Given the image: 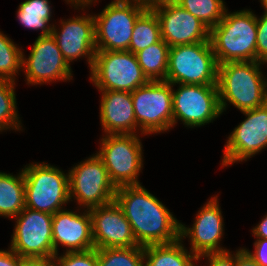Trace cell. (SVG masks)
<instances>
[{
	"instance_id": "1",
	"label": "cell",
	"mask_w": 267,
	"mask_h": 266,
	"mask_svg": "<svg viewBox=\"0 0 267 266\" xmlns=\"http://www.w3.org/2000/svg\"><path fill=\"white\" fill-rule=\"evenodd\" d=\"M115 201L129 221L138 245L170 244L180 239L181 222L141 184L117 188Z\"/></svg>"
},
{
	"instance_id": "2",
	"label": "cell",
	"mask_w": 267,
	"mask_h": 266,
	"mask_svg": "<svg viewBox=\"0 0 267 266\" xmlns=\"http://www.w3.org/2000/svg\"><path fill=\"white\" fill-rule=\"evenodd\" d=\"M259 61L226 62L218 66V93L222 113L234 105L240 112L267 103V79Z\"/></svg>"
},
{
	"instance_id": "3",
	"label": "cell",
	"mask_w": 267,
	"mask_h": 266,
	"mask_svg": "<svg viewBox=\"0 0 267 266\" xmlns=\"http://www.w3.org/2000/svg\"><path fill=\"white\" fill-rule=\"evenodd\" d=\"M218 64L256 61L257 16L249 9L228 13L210 30Z\"/></svg>"
},
{
	"instance_id": "4",
	"label": "cell",
	"mask_w": 267,
	"mask_h": 266,
	"mask_svg": "<svg viewBox=\"0 0 267 266\" xmlns=\"http://www.w3.org/2000/svg\"><path fill=\"white\" fill-rule=\"evenodd\" d=\"M218 66L210 41L172 46L165 81L174 86L217 85Z\"/></svg>"
},
{
	"instance_id": "5",
	"label": "cell",
	"mask_w": 267,
	"mask_h": 266,
	"mask_svg": "<svg viewBox=\"0 0 267 266\" xmlns=\"http://www.w3.org/2000/svg\"><path fill=\"white\" fill-rule=\"evenodd\" d=\"M25 207L55 214L70 202L69 176L46 162L31 163L23 169Z\"/></svg>"
},
{
	"instance_id": "6",
	"label": "cell",
	"mask_w": 267,
	"mask_h": 266,
	"mask_svg": "<svg viewBox=\"0 0 267 266\" xmlns=\"http://www.w3.org/2000/svg\"><path fill=\"white\" fill-rule=\"evenodd\" d=\"M148 7L136 0H113L94 14L96 51H129L137 18Z\"/></svg>"
},
{
	"instance_id": "7",
	"label": "cell",
	"mask_w": 267,
	"mask_h": 266,
	"mask_svg": "<svg viewBox=\"0 0 267 266\" xmlns=\"http://www.w3.org/2000/svg\"><path fill=\"white\" fill-rule=\"evenodd\" d=\"M96 155L103 161L116 188L140 185L143 167L142 142L137 134L104 135Z\"/></svg>"
},
{
	"instance_id": "8",
	"label": "cell",
	"mask_w": 267,
	"mask_h": 266,
	"mask_svg": "<svg viewBox=\"0 0 267 266\" xmlns=\"http://www.w3.org/2000/svg\"><path fill=\"white\" fill-rule=\"evenodd\" d=\"M90 75L99 91L132 92L150 81L131 51H96Z\"/></svg>"
},
{
	"instance_id": "9",
	"label": "cell",
	"mask_w": 267,
	"mask_h": 266,
	"mask_svg": "<svg viewBox=\"0 0 267 266\" xmlns=\"http://www.w3.org/2000/svg\"><path fill=\"white\" fill-rule=\"evenodd\" d=\"M136 124L143 135L169 131L173 127L172 84L149 81L131 92Z\"/></svg>"
},
{
	"instance_id": "10",
	"label": "cell",
	"mask_w": 267,
	"mask_h": 266,
	"mask_svg": "<svg viewBox=\"0 0 267 266\" xmlns=\"http://www.w3.org/2000/svg\"><path fill=\"white\" fill-rule=\"evenodd\" d=\"M70 200L87 210L115 200L117 188L110 180L103 161L95 154L68 172Z\"/></svg>"
},
{
	"instance_id": "11",
	"label": "cell",
	"mask_w": 267,
	"mask_h": 266,
	"mask_svg": "<svg viewBox=\"0 0 267 266\" xmlns=\"http://www.w3.org/2000/svg\"><path fill=\"white\" fill-rule=\"evenodd\" d=\"M10 248L22 258H53V215L24 208L15 218Z\"/></svg>"
},
{
	"instance_id": "12",
	"label": "cell",
	"mask_w": 267,
	"mask_h": 266,
	"mask_svg": "<svg viewBox=\"0 0 267 266\" xmlns=\"http://www.w3.org/2000/svg\"><path fill=\"white\" fill-rule=\"evenodd\" d=\"M173 126L178 120L194 128L213 122L222 113L217 85L179 84L173 89Z\"/></svg>"
},
{
	"instance_id": "13",
	"label": "cell",
	"mask_w": 267,
	"mask_h": 266,
	"mask_svg": "<svg viewBox=\"0 0 267 266\" xmlns=\"http://www.w3.org/2000/svg\"><path fill=\"white\" fill-rule=\"evenodd\" d=\"M242 113L246 119L233 129L225 143L223 167L247 161L267 147V103Z\"/></svg>"
},
{
	"instance_id": "14",
	"label": "cell",
	"mask_w": 267,
	"mask_h": 266,
	"mask_svg": "<svg viewBox=\"0 0 267 266\" xmlns=\"http://www.w3.org/2000/svg\"><path fill=\"white\" fill-rule=\"evenodd\" d=\"M162 39L169 47L210 41V29L174 0L153 3Z\"/></svg>"
},
{
	"instance_id": "15",
	"label": "cell",
	"mask_w": 267,
	"mask_h": 266,
	"mask_svg": "<svg viewBox=\"0 0 267 266\" xmlns=\"http://www.w3.org/2000/svg\"><path fill=\"white\" fill-rule=\"evenodd\" d=\"M22 70H25L28 85L69 81L73 78L71 66L64 59L52 35H39L36 38L28 58L22 55Z\"/></svg>"
},
{
	"instance_id": "16",
	"label": "cell",
	"mask_w": 267,
	"mask_h": 266,
	"mask_svg": "<svg viewBox=\"0 0 267 266\" xmlns=\"http://www.w3.org/2000/svg\"><path fill=\"white\" fill-rule=\"evenodd\" d=\"M219 207L218 196L210 198L198 211L192 228L180 223V239L188 237L191 250L198 258L210 254L229 251L221 247L220 241L224 234V221Z\"/></svg>"
},
{
	"instance_id": "17",
	"label": "cell",
	"mask_w": 267,
	"mask_h": 266,
	"mask_svg": "<svg viewBox=\"0 0 267 266\" xmlns=\"http://www.w3.org/2000/svg\"><path fill=\"white\" fill-rule=\"evenodd\" d=\"M52 25V36L69 66L73 60L85 57L91 70L96 53L94 16L87 14L62 19L61 31L55 24Z\"/></svg>"
},
{
	"instance_id": "18",
	"label": "cell",
	"mask_w": 267,
	"mask_h": 266,
	"mask_svg": "<svg viewBox=\"0 0 267 266\" xmlns=\"http://www.w3.org/2000/svg\"><path fill=\"white\" fill-rule=\"evenodd\" d=\"M95 249L139 246L122 208L113 202L89 209Z\"/></svg>"
},
{
	"instance_id": "19",
	"label": "cell",
	"mask_w": 267,
	"mask_h": 266,
	"mask_svg": "<svg viewBox=\"0 0 267 266\" xmlns=\"http://www.w3.org/2000/svg\"><path fill=\"white\" fill-rule=\"evenodd\" d=\"M79 213L63 209L53 214L52 238L55 255L59 252V245L66 247V252L94 248L91 214L87 209Z\"/></svg>"
},
{
	"instance_id": "20",
	"label": "cell",
	"mask_w": 267,
	"mask_h": 266,
	"mask_svg": "<svg viewBox=\"0 0 267 266\" xmlns=\"http://www.w3.org/2000/svg\"><path fill=\"white\" fill-rule=\"evenodd\" d=\"M100 92V122L106 135L138 133L131 92Z\"/></svg>"
},
{
	"instance_id": "21",
	"label": "cell",
	"mask_w": 267,
	"mask_h": 266,
	"mask_svg": "<svg viewBox=\"0 0 267 266\" xmlns=\"http://www.w3.org/2000/svg\"><path fill=\"white\" fill-rule=\"evenodd\" d=\"M182 239L170 244L144 246V266H198L199 258L188 252Z\"/></svg>"
},
{
	"instance_id": "22",
	"label": "cell",
	"mask_w": 267,
	"mask_h": 266,
	"mask_svg": "<svg viewBox=\"0 0 267 266\" xmlns=\"http://www.w3.org/2000/svg\"><path fill=\"white\" fill-rule=\"evenodd\" d=\"M25 208L23 170L14 176L0 172V216L15 218Z\"/></svg>"
},
{
	"instance_id": "23",
	"label": "cell",
	"mask_w": 267,
	"mask_h": 266,
	"mask_svg": "<svg viewBox=\"0 0 267 266\" xmlns=\"http://www.w3.org/2000/svg\"><path fill=\"white\" fill-rule=\"evenodd\" d=\"M52 16L48 0H26L21 2L17 10V18L21 25L31 30L41 31L40 36L52 35L53 25L49 24Z\"/></svg>"
},
{
	"instance_id": "24",
	"label": "cell",
	"mask_w": 267,
	"mask_h": 266,
	"mask_svg": "<svg viewBox=\"0 0 267 266\" xmlns=\"http://www.w3.org/2000/svg\"><path fill=\"white\" fill-rule=\"evenodd\" d=\"M169 50V45L161 39L136 53L138 63L150 81L166 80Z\"/></svg>"
},
{
	"instance_id": "25",
	"label": "cell",
	"mask_w": 267,
	"mask_h": 266,
	"mask_svg": "<svg viewBox=\"0 0 267 266\" xmlns=\"http://www.w3.org/2000/svg\"><path fill=\"white\" fill-rule=\"evenodd\" d=\"M162 39L158 18L149 6L138 18L133 28L129 51L136 54Z\"/></svg>"
},
{
	"instance_id": "26",
	"label": "cell",
	"mask_w": 267,
	"mask_h": 266,
	"mask_svg": "<svg viewBox=\"0 0 267 266\" xmlns=\"http://www.w3.org/2000/svg\"><path fill=\"white\" fill-rule=\"evenodd\" d=\"M182 8L198 18L210 30L222 19L227 7L223 0H174Z\"/></svg>"
},
{
	"instance_id": "27",
	"label": "cell",
	"mask_w": 267,
	"mask_h": 266,
	"mask_svg": "<svg viewBox=\"0 0 267 266\" xmlns=\"http://www.w3.org/2000/svg\"><path fill=\"white\" fill-rule=\"evenodd\" d=\"M14 86L15 81L0 79V132L8 129L22 130Z\"/></svg>"
},
{
	"instance_id": "28",
	"label": "cell",
	"mask_w": 267,
	"mask_h": 266,
	"mask_svg": "<svg viewBox=\"0 0 267 266\" xmlns=\"http://www.w3.org/2000/svg\"><path fill=\"white\" fill-rule=\"evenodd\" d=\"M97 266H144V247L98 249Z\"/></svg>"
},
{
	"instance_id": "29",
	"label": "cell",
	"mask_w": 267,
	"mask_h": 266,
	"mask_svg": "<svg viewBox=\"0 0 267 266\" xmlns=\"http://www.w3.org/2000/svg\"><path fill=\"white\" fill-rule=\"evenodd\" d=\"M23 51L0 31V79L15 81L22 69Z\"/></svg>"
},
{
	"instance_id": "30",
	"label": "cell",
	"mask_w": 267,
	"mask_h": 266,
	"mask_svg": "<svg viewBox=\"0 0 267 266\" xmlns=\"http://www.w3.org/2000/svg\"><path fill=\"white\" fill-rule=\"evenodd\" d=\"M53 257L54 266H97L98 249L87 251L63 252Z\"/></svg>"
},
{
	"instance_id": "31",
	"label": "cell",
	"mask_w": 267,
	"mask_h": 266,
	"mask_svg": "<svg viewBox=\"0 0 267 266\" xmlns=\"http://www.w3.org/2000/svg\"><path fill=\"white\" fill-rule=\"evenodd\" d=\"M256 61L267 64V12L257 17Z\"/></svg>"
},
{
	"instance_id": "32",
	"label": "cell",
	"mask_w": 267,
	"mask_h": 266,
	"mask_svg": "<svg viewBox=\"0 0 267 266\" xmlns=\"http://www.w3.org/2000/svg\"><path fill=\"white\" fill-rule=\"evenodd\" d=\"M203 257L208 259V266H236V251L233 254L230 250L220 253H210L199 257V260Z\"/></svg>"
},
{
	"instance_id": "33",
	"label": "cell",
	"mask_w": 267,
	"mask_h": 266,
	"mask_svg": "<svg viewBox=\"0 0 267 266\" xmlns=\"http://www.w3.org/2000/svg\"><path fill=\"white\" fill-rule=\"evenodd\" d=\"M254 252L244 250L260 265L267 266V239L257 238L254 242Z\"/></svg>"
},
{
	"instance_id": "34",
	"label": "cell",
	"mask_w": 267,
	"mask_h": 266,
	"mask_svg": "<svg viewBox=\"0 0 267 266\" xmlns=\"http://www.w3.org/2000/svg\"><path fill=\"white\" fill-rule=\"evenodd\" d=\"M21 258L10 247L0 250V266H19Z\"/></svg>"
},
{
	"instance_id": "35",
	"label": "cell",
	"mask_w": 267,
	"mask_h": 266,
	"mask_svg": "<svg viewBox=\"0 0 267 266\" xmlns=\"http://www.w3.org/2000/svg\"><path fill=\"white\" fill-rule=\"evenodd\" d=\"M236 266H260L245 250H236Z\"/></svg>"
},
{
	"instance_id": "36",
	"label": "cell",
	"mask_w": 267,
	"mask_h": 266,
	"mask_svg": "<svg viewBox=\"0 0 267 266\" xmlns=\"http://www.w3.org/2000/svg\"><path fill=\"white\" fill-rule=\"evenodd\" d=\"M19 266H54L53 258H21Z\"/></svg>"
},
{
	"instance_id": "37",
	"label": "cell",
	"mask_w": 267,
	"mask_h": 266,
	"mask_svg": "<svg viewBox=\"0 0 267 266\" xmlns=\"http://www.w3.org/2000/svg\"><path fill=\"white\" fill-rule=\"evenodd\" d=\"M252 233L256 238L267 239V214L257 226L253 227Z\"/></svg>"
},
{
	"instance_id": "38",
	"label": "cell",
	"mask_w": 267,
	"mask_h": 266,
	"mask_svg": "<svg viewBox=\"0 0 267 266\" xmlns=\"http://www.w3.org/2000/svg\"><path fill=\"white\" fill-rule=\"evenodd\" d=\"M71 5L77 10L79 7L81 9H83L84 11V8L90 6V4H92L93 2L96 3L97 0H71Z\"/></svg>"
},
{
	"instance_id": "39",
	"label": "cell",
	"mask_w": 267,
	"mask_h": 266,
	"mask_svg": "<svg viewBox=\"0 0 267 266\" xmlns=\"http://www.w3.org/2000/svg\"><path fill=\"white\" fill-rule=\"evenodd\" d=\"M136 1L142 2V3L150 6L153 3H157V2H161V1H165V0H136Z\"/></svg>"
},
{
	"instance_id": "40",
	"label": "cell",
	"mask_w": 267,
	"mask_h": 266,
	"mask_svg": "<svg viewBox=\"0 0 267 266\" xmlns=\"http://www.w3.org/2000/svg\"><path fill=\"white\" fill-rule=\"evenodd\" d=\"M262 7H264V12H267V0H260Z\"/></svg>"
},
{
	"instance_id": "41",
	"label": "cell",
	"mask_w": 267,
	"mask_h": 266,
	"mask_svg": "<svg viewBox=\"0 0 267 266\" xmlns=\"http://www.w3.org/2000/svg\"><path fill=\"white\" fill-rule=\"evenodd\" d=\"M65 1H67V4H71L72 2L71 0H65Z\"/></svg>"
}]
</instances>
